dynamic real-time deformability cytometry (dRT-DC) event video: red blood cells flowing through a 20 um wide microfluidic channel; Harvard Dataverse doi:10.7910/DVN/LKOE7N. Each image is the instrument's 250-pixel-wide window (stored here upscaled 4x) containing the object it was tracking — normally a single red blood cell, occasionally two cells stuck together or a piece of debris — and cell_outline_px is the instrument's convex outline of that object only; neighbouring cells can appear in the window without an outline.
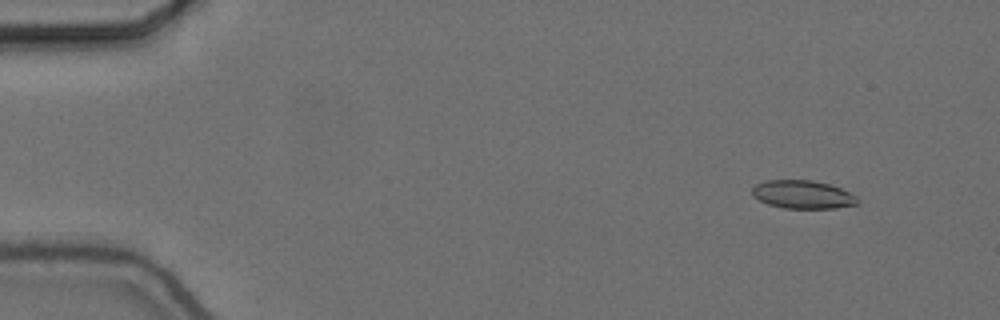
{"species": "common noctule bat (a hibernating species)", "species_latin": "Nyctalus noctula", "temperature_condition": "cold", "stored_images_in_passage": 57, "camera_frame_rate_fps": 3000, "um_per_image_px": 0.085, "animal": {"sex": "female", "body_mass_g": 24.6, "forearm_length_mm": 56.2}, "frame": {"image": 1, "passage_image": 6, "time_ms": 1.667, "image_size_px": [1000, 320], "cell_outline_px": [[860, 204], [836, 208], [784, 208], [768, 204], [752, 196], [752, 188], [756, 184], [764, 180], [812, 180], [828, 184], [840, 188], [856, 196], [860, 200]], "centroid_in_image_um": [68.24, 16.53], "position_along_channel_um": 16.8, "area_um2": 17.4}}
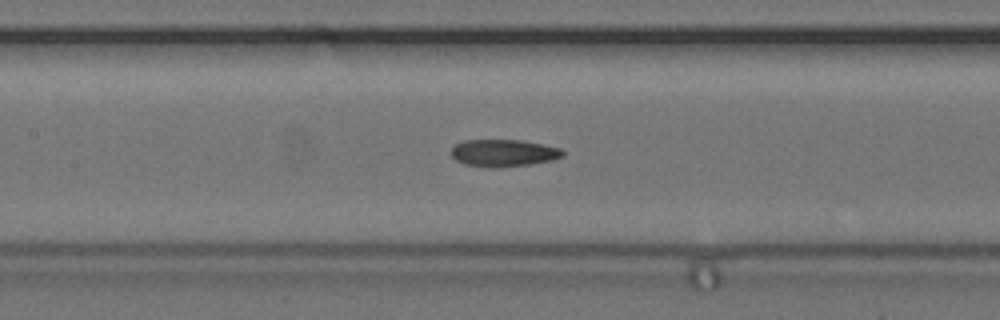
{"frame": {"image": 2, "passage_image": 27, "time_ms": 8.667, "image_size_px": [1000, 320], "cell_outline_px": [[564, 156], [552, 160], [532, 164], [496, 168], [492, 168], [464, 164], [456, 160], [452, 156], [452, 148], [456, 144], [464, 140], [520, 140], [560, 148], [564, 152]], "centroid_in_image_um": [42.8, 13.01], "position_along_channel_um": 164.6, "area_um2": 17.63}}
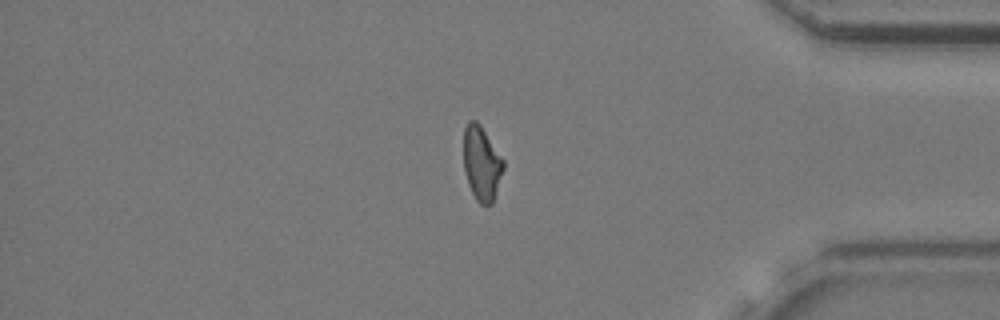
{"frame": {"image": 3, "passage_image": 48, "time_ms": 15.667, "image_size_px": [1000, 320], "cell_outline_px": [[504, 168], [492, 204], [480, 204], [476, 200], [468, 184], [464, 172], [464, 128], [468, 120], [476, 120], [480, 124], [504, 160]], "centroid_in_image_um": [40.93, 13.87], "position_along_channel_um": 394.3, "area_um2": 17.22}, "authors_computed_cell_mechanics": {"area_um2": 17.7446, "velocity_mm_per_s": 3.6688, "shape_relaxation_time_tau1_ms": null, "shape_relaxation_time_tau2_ms": 5.5936, "deformation_change_tau1": null, "deformation_change_tau2": 0.1386}}